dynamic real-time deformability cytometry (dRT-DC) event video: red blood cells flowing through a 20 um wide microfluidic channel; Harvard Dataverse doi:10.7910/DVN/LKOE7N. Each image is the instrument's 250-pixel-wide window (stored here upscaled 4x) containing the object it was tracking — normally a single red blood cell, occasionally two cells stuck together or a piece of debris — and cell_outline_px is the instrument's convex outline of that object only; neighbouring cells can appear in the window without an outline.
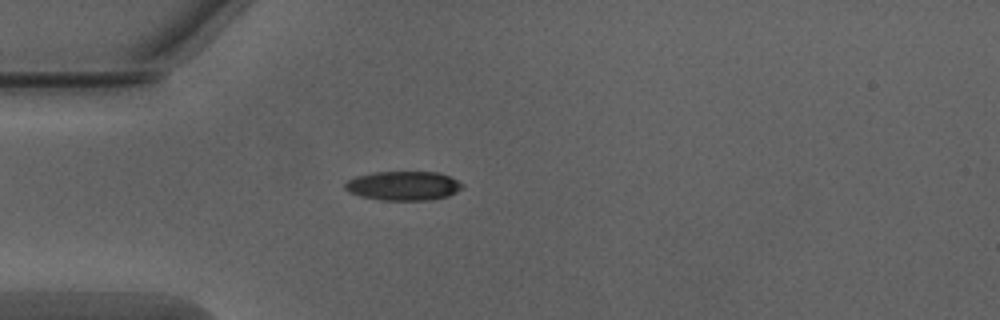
{"species": "Egyptian fruit bat (a non-hibernating species)", "species_latin": "Rousettus aegyptiacus", "temperature_condition": "warm", "stored_images_in_passage": 35, "camera_frame_rate_fps": 3000, "um_per_image_px": 0.085, "animal": {"sex": "male"}, "frame": {"image": 1, "passage_image": 1, "time_ms": 0.0, "image_size_px": [1000, 320], "cell_outline_px": [[464, 188], [448, 196], [428, 200], [384, 200], [360, 196], [348, 192], [344, 188], [344, 184], [348, 180], [356, 176], [372, 172], [440, 172], [452, 176], [464, 184]], "centroid_in_image_um": [34.32, 15.78], "position_along_channel_um": 50.7, "area_um2": 20.17}}
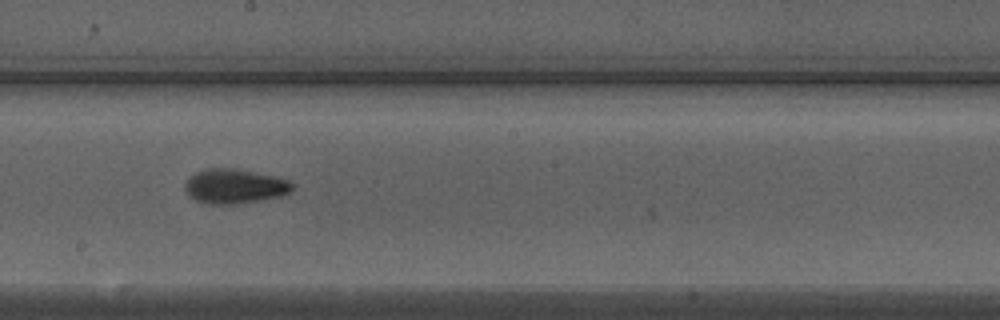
{"frame": {"image": 2, "passage_image": 15, "time_ms": 4.667, "image_size_px": [1000, 320], "cell_outline_px": [[296, 188], [280, 196], [260, 200], [236, 204], [208, 204], [196, 200], [184, 188], [184, 184], [196, 172], [208, 168], [232, 168], [276, 176], [288, 180], [296, 184]], "centroid_in_image_um": [20.0, 15.83], "position_along_channel_um": 228.2, "area_um2": 21.5}}
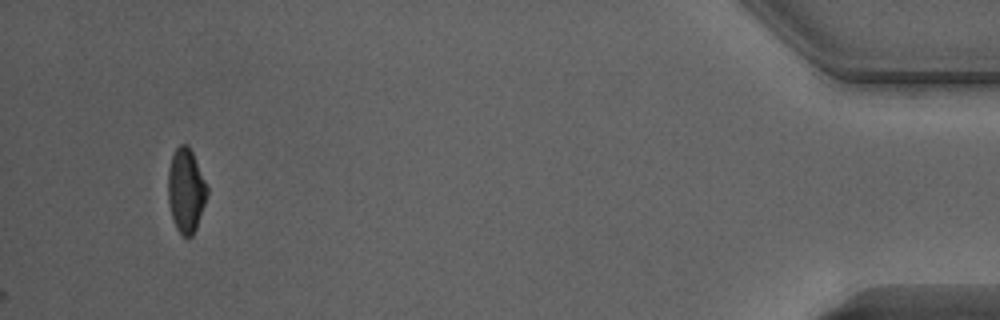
{"frame": {"image": 3, "passage_image": 35, "time_ms": 11.333, "image_size_px": [1000, 320], "cell_outline_px": [[208, 196], [196, 228], [192, 236], [184, 236], [176, 228], [172, 216], [168, 200], [168, 168], [172, 156], [176, 148], [180, 144], [188, 144], [208, 184]], "centroid_in_image_um": [15.82, 16.16], "position_along_channel_um": 419.4, "area_um2": 19.25}, "authors_computed_cell_mechanics": {"area_um2": 20.23, "velocity_mm_per_s": 4.0464, "shape_relaxation_time_tau1_ms": 3.7291, "shape_relaxation_time_tau2_ms": 2.4421, "deformation_change_tau1": 0.1352, "deformation_change_tau2": 0.088}}